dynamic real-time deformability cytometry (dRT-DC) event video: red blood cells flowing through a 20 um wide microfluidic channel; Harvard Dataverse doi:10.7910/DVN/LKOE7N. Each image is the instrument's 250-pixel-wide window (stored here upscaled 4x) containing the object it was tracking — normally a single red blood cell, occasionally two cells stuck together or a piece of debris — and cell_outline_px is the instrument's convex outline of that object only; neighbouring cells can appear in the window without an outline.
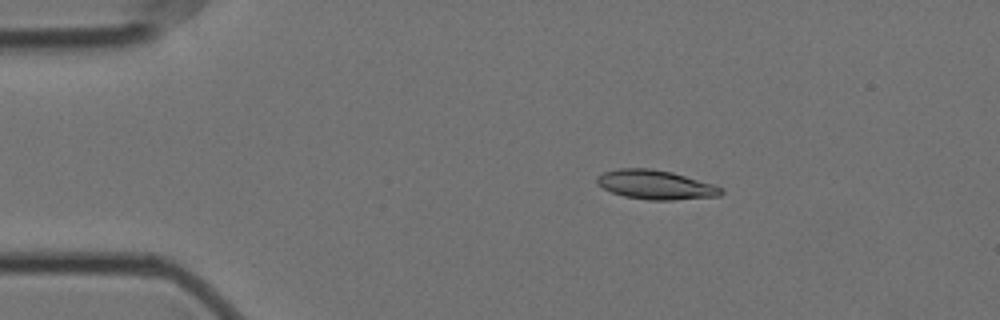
{"species": "Egyptian fruit bat (a non-hibernating species)", "species_latin": "Rousettus aegyptiacus", "temperature_condition": "cold", "stored_images_in_passage": 11, "camera_frame_rate_fps": 3000, "um_per_image_px": 0.085, "animal": {"sex": "female"}, "frame": {"image": 1, "passage_image": 1, "time_ms": 0.0, "image_size_px": [1000, 320], "cell_outline_px": [[724, 192], [720, 196], [672, 200], [648, 200], [624, 196], [612, 192], [596, 184], [596, 176], [604, 172], [616, 168], [652, 168], [672, 172], [712, 184], [724, 188]], "centroid_in_image_um": [55.71, 15.7], "position_along_channel_um": 29.3, "area_um2": 21.21}}
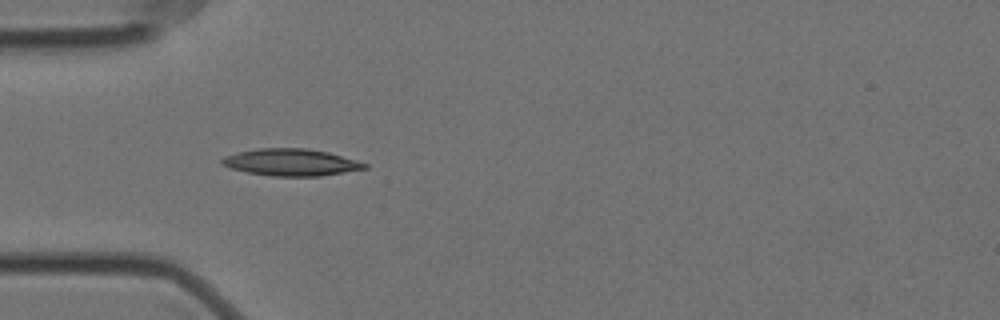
{"frame": {"image": 2, "passage_image": 8, "time_ms": 2.333, "image_size_px": [1000, 320], "cell_outline_px": [[368, 168], [320, 176], [272, 176], [248, 172], [232, 168], [220, 164], [220, 160], [224, 156], [240, 152], [260, 148], [308, 148], [328, 152], [356, 160], [368, 164]], "centroid_in_image_um": [24.75, 13.79], "position_along_channel_um": 60.3, "area_um2": 22.25}}
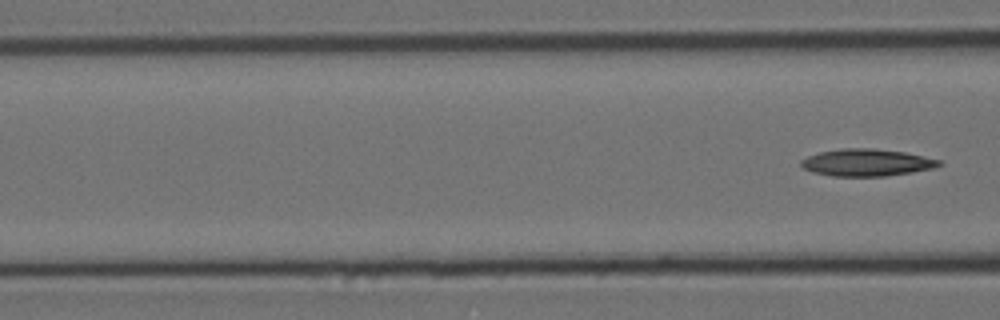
{"frame": {"image": 3, "passage_image": 11, "time_ms": 3.333, "image_size_px": [1000, 320], "cell_outline_px": [[944, 164], [932, 168], [912, 172], [884, 176], [832, 176], [812, 172], [804, 168], [800, 164], [800, 160], [808, 156], [820, 152], [840, 148], [876, 148], [904, 152], [940, 160]], "centroid_in_image_um": [73.65, 13.81], "position_along_channel_um": 93.0, "area_um2": 21.79}}